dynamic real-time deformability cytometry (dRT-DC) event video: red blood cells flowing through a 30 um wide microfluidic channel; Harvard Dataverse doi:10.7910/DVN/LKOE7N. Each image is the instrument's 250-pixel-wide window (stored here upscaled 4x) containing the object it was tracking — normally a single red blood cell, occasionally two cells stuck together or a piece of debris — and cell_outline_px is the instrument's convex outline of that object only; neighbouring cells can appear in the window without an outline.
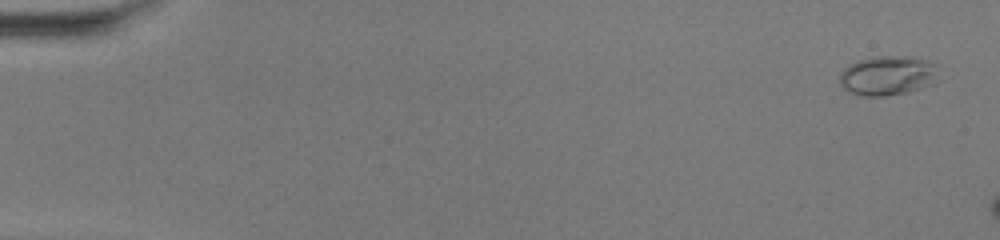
{"species": "common noctule bat (a hibernating species)", "species_latin": "Nyctalus noctula", "temperature_condition": "warm", "stored_images_in_passage": 7, "camera_frame_rate_fps": 3000, "um_per_image_px": 0.085, "animal": {"sex": "female", "body_mass_g": 20.0, "forearm_length_mm": 54.0}, "frame": {"image": 1, "passage_image": 2, "time_ms": 0.333, "image_size_px": [1000, 240], "cell_outline_px": [[940, 80], [936, 84], [908, 92], [884, 96], [860, 96], [848, 92], [840, 84], [840, 72], [844, 68], [860, 60], [872, 56], [916, 56], [928, 60], [936, 64]], "centroid_in_image_um": [75.53, 6.42], "position_along_channel_um": 9.5, "area_um2": 23.41}}